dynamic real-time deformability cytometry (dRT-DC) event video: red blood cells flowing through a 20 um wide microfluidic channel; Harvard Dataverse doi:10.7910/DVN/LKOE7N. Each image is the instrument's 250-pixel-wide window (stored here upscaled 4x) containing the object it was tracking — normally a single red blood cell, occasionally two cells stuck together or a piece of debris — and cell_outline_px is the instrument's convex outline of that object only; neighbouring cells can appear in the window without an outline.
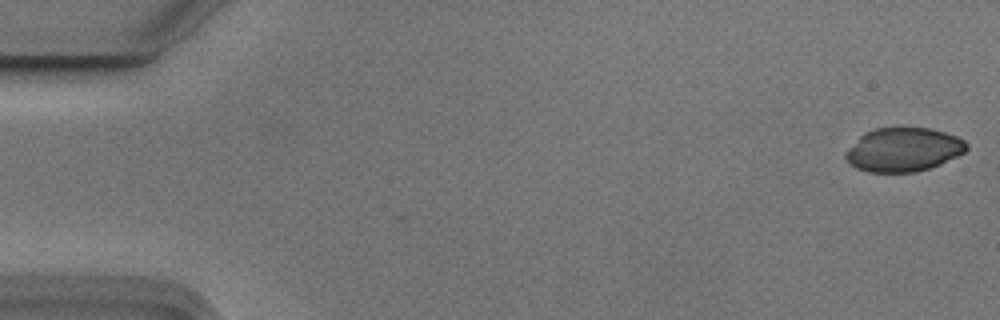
{"species": "Egyptian fruit bat (a non-hibernating species)", "species_latin": "Rousettus aegyptiacus", "temperature_condition": "cold", "stored_images_in_passage": 2, "camera_frame_rate_fps": 3000, "um_per_image_px": 0.085, "animal": {"sex": "male"}, "frame": {"image": 1, "passage_image": 2, "time_ms": 0.333, "image_size_px": [1000, 320], "cell_outline_px": [[968, 148], [964, 152], [940, 164], [916, 172], [868, 172], [856, 168], [844, 156], [844, 152], [864, 132], [876, 128], [928, 128], [944, 132], [956, 136], [964, 140], [968, 144]], "centroid_in_image_um": [76.78, 12.72], "position_along_channel_um": 8.2, "area_um2": 30.69}}